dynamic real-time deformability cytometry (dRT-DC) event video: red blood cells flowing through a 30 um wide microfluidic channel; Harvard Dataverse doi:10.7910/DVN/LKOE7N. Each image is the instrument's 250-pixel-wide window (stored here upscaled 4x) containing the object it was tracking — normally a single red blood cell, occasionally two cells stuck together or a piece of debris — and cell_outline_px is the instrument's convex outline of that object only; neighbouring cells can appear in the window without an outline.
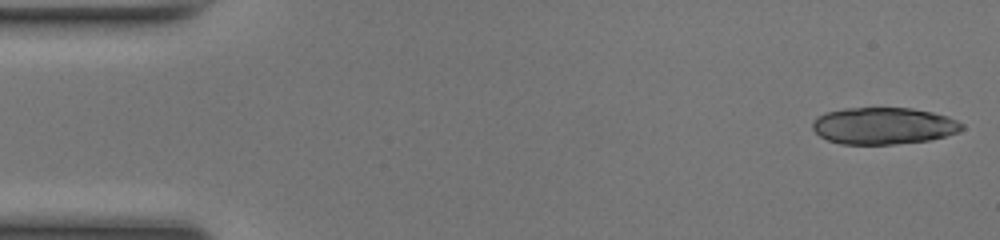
{"species": "common noctule bat (a hibernating species)", "species_latin": "Nyctalus noctula", "temperature_condition": "room temperature", "stored_images_in_passage": 21, "camera_frame_rate_fps": 3000, "um_per_image_px": 0.085, "animal": {"sex": "female", "body_mass_g": 17.0, "forearm_length_mm": 48.0}, "frame": {"image": 1, "passage_image": 1, "time_ms": 0.0, "image_size_px": [1000, 240], "cell_outline_px": [[964, 128], [956, 132], [944, 136], [928, 140], [896, 144], [840, 144], [828, 140], [820, 136], [812, 128], [812, 120], [816, 116], [824, 112], [844, 108], [912, 108], [932, 112], [948, 116], [964, 124]], "centroid_in_image_um": [75.06, 10.69], "position_along_channel_um": 9.9, "area_um2": 32.19}}
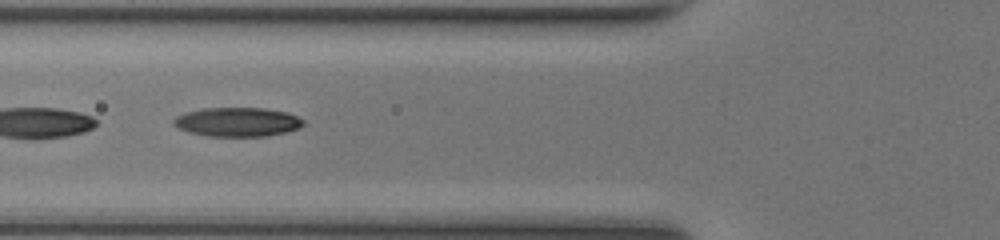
{"frame": {"image": 2, "passage_image": 18, "time_ms": 5.667, "image_size_px": [1000, 240], "cell_outline_px": [[304, 124], [300, 128], [268, 136], [208, 136], [188, 132], [176, 128], [172, 124], [172, 120], [176, 116], [184, 112], [204, 108], [264, 108], [288, 112], [304, 120]], "centroid_in_image_um": [20.14, 10.36], "position_along_channel_um": 105.7, "area_um2": 22.2}}